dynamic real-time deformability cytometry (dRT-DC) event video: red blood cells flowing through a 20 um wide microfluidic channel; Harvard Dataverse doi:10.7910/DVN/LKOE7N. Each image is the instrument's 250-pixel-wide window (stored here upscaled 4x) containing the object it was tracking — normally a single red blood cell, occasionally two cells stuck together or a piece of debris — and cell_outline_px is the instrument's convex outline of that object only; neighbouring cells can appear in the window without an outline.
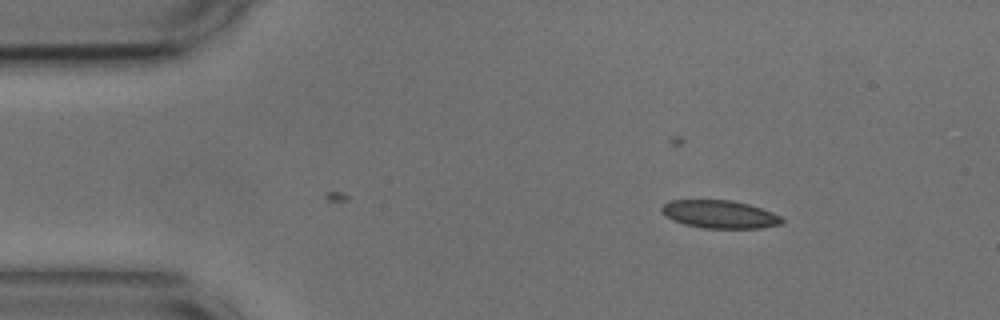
{"species": "common noctule bat (a hibernating species)", "species_latin": "Nyctalus noctula", "temperature_condition": "cold", "stored_images_in_passage": 5, "camera_frame_rate_fps": 3000, "um_per_image_px": 0.085, "animal": {"sex": "male", "body_mass_g": 17.9, "forearm_length_mm": 54.2}, "frame": {"image": 1, "passage_image": 5, "time_ms": 1.333, "image_size_px": [1000, 320], "cell_outline_px": [[784, 224], [760, 228], [704, 228], [684, 224], [672, 220], [660, 208], [664, 204], [672, 200], [732, 200], [748, 204], [772, 212], [780, 216], [784, 220]], "centroid_in_image_um": [61.21, 18.22], "position_along_channel_um": 23.8, "area_um2": 19.48}}